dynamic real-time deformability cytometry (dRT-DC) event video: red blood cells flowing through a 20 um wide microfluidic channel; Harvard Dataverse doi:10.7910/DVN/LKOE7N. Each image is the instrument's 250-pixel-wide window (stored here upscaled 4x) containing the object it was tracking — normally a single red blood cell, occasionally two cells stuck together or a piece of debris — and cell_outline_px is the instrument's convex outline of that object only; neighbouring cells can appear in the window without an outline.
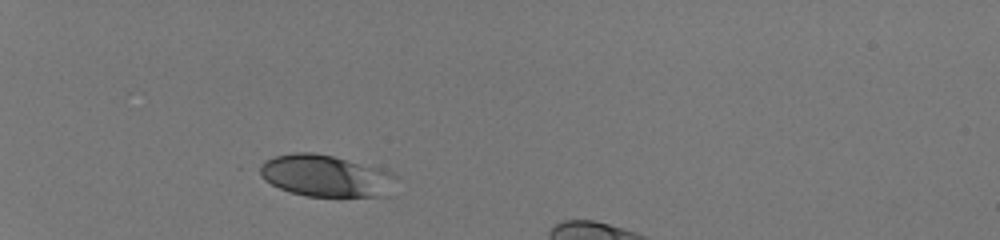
{"species": "human", "species_latin": "Homo sapiens", "temperature_condition": "room temperature", "stored_images_in_passage": 32, "camera_frame_rate_fps": 3000, "um_per_image_px": 0.085, "donor": {"sex": "male"}, "frame": {"image": 1, "passage_image": 1, "time_ms": 0.0, "image_size_px": [1000, 240], "cell_outline_px": [[400, 176], [388, 196], [308, 196], [292, 192], [280, 188], [264, 180], [252, 168], [264, 160], [276, 156], [292, 152], [312, 152], [332, 156], [384, 168]], "centroid_in_image_um": [27.69, 14.93], "position_along_channel_um": 57.3, "area_um2": 33.99}}
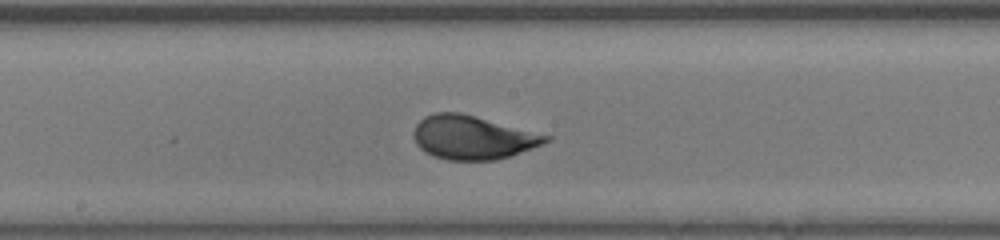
{"frame": {"image": 2, "passage_image": 15, "time_ms": 4.667, "image_size_px": [1000, 240], "cell_outline_px": [[552, 140], [544, 144], [512, 156], [496, 160], [448, 160], [432, 156], [424, 152], [416, 144], [412, 136], [412, 132], [416, 124], [424, 116], [436, 112], [460, 112], [552, 136]], "centroid_in_image_um": [40.17, 11.69], "position_along_channel_um": 208.0, "area_um2": 34.04}}
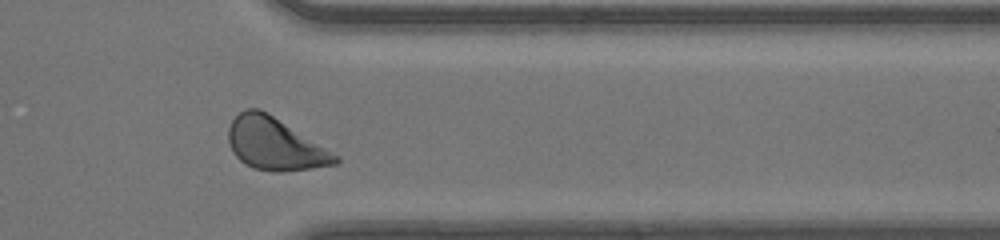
{"frame": {"image": 3, "passage_image": 28, "time_ms": 9.0, "image_size_px": [1000, 240], "cell_outline_px": [[340, 160], [336, 164], [312, 168], [280, 172], [272, 172], [252, 168], [244, 164], [232, 152], [228, 144], [228, 128], [232, 120], [244, 108], [260, 108], [268, 112], [340, 156]], "centroid_in_image_um": [23.34, 12.24], "position_along_channel_um": 388.1, "area_um2": 32.83}, "authors_computed_cell_mechanics": {"area_um2": 33.2928, "velocity_mm_per_s": 4.1402, "shape_relaxation_time_tau1_ms": 2.8495, "shape_relaxation_time_tau2_ms": null, "deformation_change_tau1": 0.1516, "deformation_change_tau2": null}}